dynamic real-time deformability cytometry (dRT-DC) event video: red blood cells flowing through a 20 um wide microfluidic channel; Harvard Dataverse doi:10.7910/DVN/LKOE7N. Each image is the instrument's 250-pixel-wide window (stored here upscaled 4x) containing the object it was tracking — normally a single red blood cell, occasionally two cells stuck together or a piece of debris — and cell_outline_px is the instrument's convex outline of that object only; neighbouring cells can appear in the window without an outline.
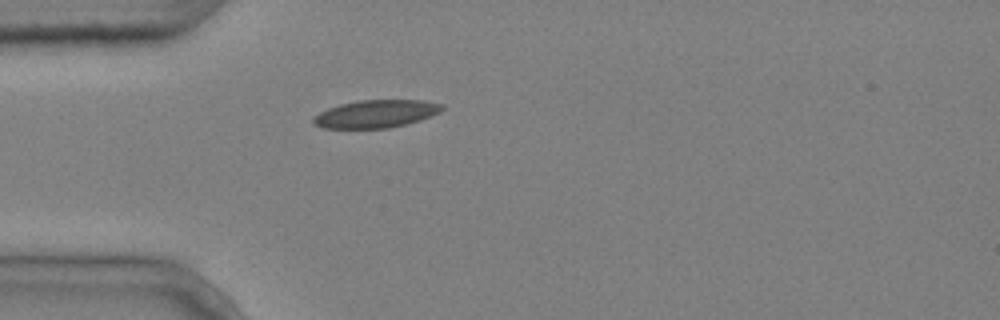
{"species": "common noctule bat (a hibernating species)", "species_latin": "Nyctalus noctula", "temperature_condition": "cold", "stored_images_in_passage": 1, "camera_frame_rate_fps": 3000, "um_per_image_px": 0.085, "animal": {"sex": "male", "body_mass_g": 20.4}, "frame": {"image": 1, "passage_image": 1, "time_ms": 0.0, "image_size_px": [1000, 320], "cell_outline_px": [[444, 108], [440, 112], [432, 116], [420, 120], [388, 128], [324, 128], [312, 124], [312, 116], [328, 108], [340, 104], [360, 100], [424, 100], [444, 104]], "centroid_in_image_um": [31.95, 9.67], "position_along_channel_um": 53.0, "area_um2": 20.92}}